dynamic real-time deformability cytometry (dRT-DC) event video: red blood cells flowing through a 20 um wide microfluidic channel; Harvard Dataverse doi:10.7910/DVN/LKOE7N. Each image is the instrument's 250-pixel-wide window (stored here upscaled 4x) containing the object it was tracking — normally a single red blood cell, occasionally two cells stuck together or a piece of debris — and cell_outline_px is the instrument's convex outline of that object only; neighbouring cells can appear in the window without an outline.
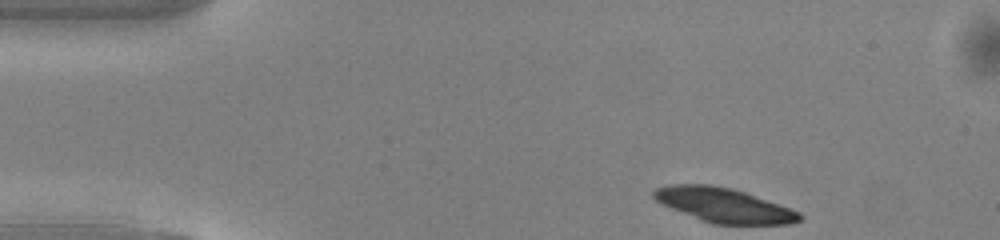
{"species": "common noctule bat (a hibernating species)", "species_latin": "Nyctalus noctula", "temperature_condition": "warm", "stored_images_in_passage": 43, "camera_frame_rate_fps": 3000, "um_per_image_px": 0.085, "animal": {"sex": "male", "body_mass_g": 13.0, "forearm_length_mm": 53.1}, "frame": {"image": 1, "passage_image": 1, "time_ms": 0.0, "image_size_px": [1000, 240], "cell_outline_px": [[804, 216], [800, 220], [788, 224], [712, 224], [700, 220], [672, 208], [656, 200], [652, 196], [652, 192], [656, 188], [668, 184], [712, 184], [732, 188], [744, 192], [800, 212]], "centroid_in_image_um": [61.51, 17.43], "position_along_channel_um": 23.5, "area_um2": 29.02}}